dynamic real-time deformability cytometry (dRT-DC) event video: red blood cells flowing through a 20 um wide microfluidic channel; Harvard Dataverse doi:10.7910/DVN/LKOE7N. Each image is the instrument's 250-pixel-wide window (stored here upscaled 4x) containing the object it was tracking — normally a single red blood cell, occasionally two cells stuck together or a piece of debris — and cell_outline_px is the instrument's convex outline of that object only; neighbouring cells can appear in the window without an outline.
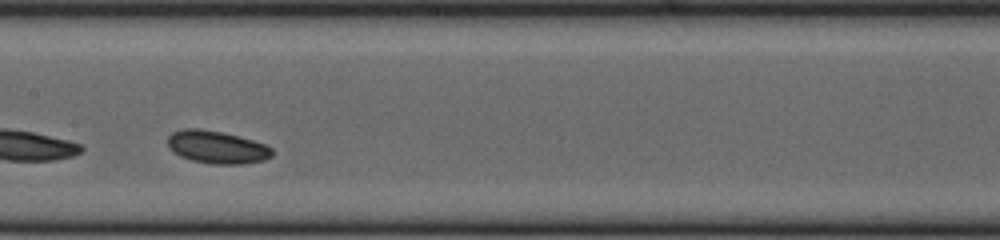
{"species": "common noctule bat (a hibernating species)", "species_latin": "Nyctalus noctula", "temperature_condition": "cold", "stored_images_in_passage": 29, "camera_frame_rate_fps": 3000, "um_per_image_px": 0.085, "animal": {"sex": "female", "body_mass_g": 23.0, "forearm_length_mm": 53.4}, "frame": {"image": 1, "passage_image": 13, "time_ms": 4.0, "image_size_px": [1000, 240], "cell_outline_px": [[272, 156], [264, 160], [244, 164], [212, 164], [192, 160], [180, 156], [168, 148], [168, 136], [172, 132], [184, 128], [200, 128], [220, 132], [252, 140], [264, 144], [272, 148]], "centroid_in_image_um": [18.41, 12.51], "position_along_channel_um": 189.0, "area_um2": 19.83}, "authors_computed_cell_mechanics": {"area_um2": 19.4786, "velocity_mm_per_s": 3.7537, "shape_relaxation_time_tau1_ms": 2.0272, "shape_relaxation_time_tau2_ms": null, "deformation_change_tau1": 0.0526, "deformation_change_tau2": null}}